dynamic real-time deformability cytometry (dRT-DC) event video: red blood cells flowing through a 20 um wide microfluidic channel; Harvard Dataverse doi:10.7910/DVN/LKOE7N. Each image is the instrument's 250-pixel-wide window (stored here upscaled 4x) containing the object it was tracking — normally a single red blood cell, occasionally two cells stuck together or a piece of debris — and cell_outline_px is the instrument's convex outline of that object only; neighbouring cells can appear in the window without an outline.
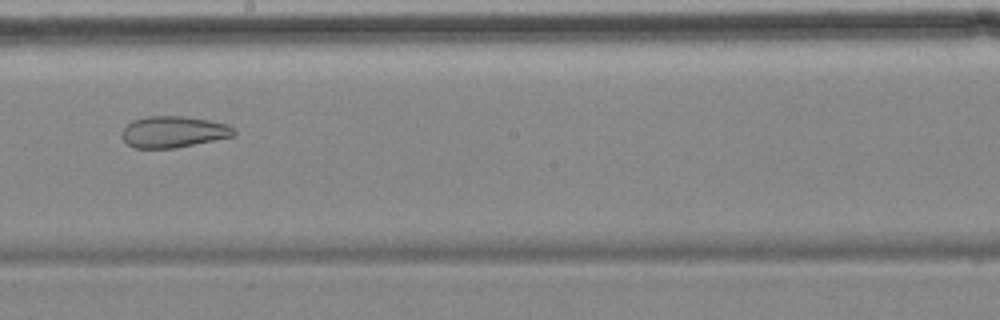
{"species": "common noctule bat (a hibernating species)", "species_latin": "Nyctalus noctula", "temperature_condition": "cold", "stored_images_in_passage": 10, "camera_frame_rate_fps": 3000, "um_per_image_px": 0.085, "animal": {"sex": "female", "body_mass_g": 18.4}, "frame": {"image": 1, "passage_image": 5, "time_ms": 4.667, "image_size_px": [1000, 320], "cell_outline_px": [[236, 136], [176, 148], [136, 148], [128, 144], [124, 140], [124, 128], [132, 120], [148, 116], [184, 116], [208, 120], [228, 124], [236, 132]], "centroid_in_image_um": [14.79, 11.21], "position_along_channel_um": 233.4, "area_um2": 20.4}}